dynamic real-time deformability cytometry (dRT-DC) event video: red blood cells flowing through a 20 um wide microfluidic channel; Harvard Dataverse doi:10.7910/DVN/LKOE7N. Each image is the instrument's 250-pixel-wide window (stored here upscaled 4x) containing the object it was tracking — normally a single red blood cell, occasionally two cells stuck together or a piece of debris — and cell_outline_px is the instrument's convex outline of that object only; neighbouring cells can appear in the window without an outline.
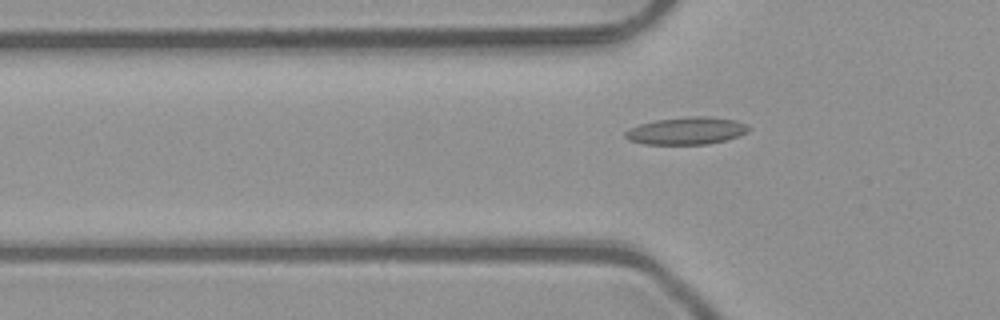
{"species": "common noctule bat (a hibernating species)", "species_latin": "Nyctalus noctula", "temperature_condition": "room temperature", "stored_images_in_passage": 5, "camera_frame_rate_fps": 3000, "um_per_image_px": 0.085, "animal": {"sex": "male", "body_mass_g": 23.1, "forearm_length_mm": 52.7}, "frame": {"image": 1, "passage_image": 5, "time_ms": 1.333, "image_size_px": [1000, 320], "cell_outline_px": [[752, 128], [736, 136], [724, 140], [708, 144], [644, 144], [628, 140], [624, 136], [624, 132], [640, 124], [656, 120], [692, 116], [704, 116], [732, 120], [744, 124]], "centroid_in_image_um": [58.29, 11.12], "position_along_channel_um": 67.5, "area_um2": 19.25}}